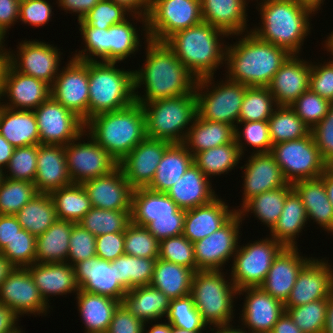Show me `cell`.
<instances>
[{
	"instance_id": "6da1fadb",
	"label": "cell",
	"mask_w": 333,
	"mask_h": 333,
	"mask_svg": "<svg viewBox=\"0 0 333 333\" xmlns=\"http://www.w3.org/2000/svg\"><path fill=\"white\" fill-rule=\"evenodd\" d=\"M146 59L134 70L135 101L140 104L195 93L197 78L181 63L165 42L145 38ZM143 85V86H142ZM144 87V88H143ZM138 88H142L143 95ZM142 95V96H141Z\"/></svg>"
},
{
	"instance_id": "7a4b0ae2",
	"label": "cell",
	"mask_w": 333,
	"mask_h": 333,
	"mask_svg": "<svg viewBox=\"0 0 333 333\" xmlns=\"http://www.w3.org/2000/svg\"><path fill=\"white\" fill-rule=\"evenodd\" d=\"M235 37L238 41L227 45L225 76L248 87H267L290 54L281 47L260 40L251 31Z\"/></svg>"
},
{
	"instance_id": "3957f363",
	"label": "cell",
	"mask_w": 333,
	"mask_h": 333,
	"mask_svg": "<svg viewBox=\"0 0 333 333\" xmlns=\"http://www.w3.org/2000/svg\"><path fill=\"white\" fill-rule=\"evenodd\" d=\"M257 5L261 20L259 26L249 30L260 40L289 54L302 53L304 41L311 33L310 20L314 13L295 0H260Z\"/></svg>"
},
{
	"instance_id": "277c9868",
	"label": "cell",
	"mask_w": 333,
	"mask_h": 333,
	"mask_svg": "<svg viewBox=\"0 0 333 333\" xmlns=\"http://www.w3.org/2000/svg\"><path fill=\"white\" fill-rule=\"evenodd\" d=\"M224 37L230 36L209 23L201 22L174 33L165 43L181 63L200 79L214 76L219 66L226 63Z\"/></svg>"
},
{
	"instance_id": "5b68a950",
	"label": "cell",
	"mask_w": 333,
	"mask_h": 333,
	"mask_svg": "<svg viewBox=\"0 0 333 333\" xmlns=\"http://www.w3.org/2000/svg\"><path fill=\"white\" fill-rule=\"evenodd\" d=\"M85 130L117 163L147 137L144 111L136 101L91 117L85 122Z\"/></svg>"
},
{
	"instance_id": "8992f818",
	"label": "cell",
	"mask_w": 333,
	"mask_h": 333,
	"mask_svg": "<svg viewBox=\"0 0 333 333\" xmlns=\"http://www.w3.org/2000/svg\"><path fill=\"white\" fill-rule=\"evenodd\" d=\"M117 62L88 61V119L123 109L135 102L134 70L118 68Z\"/></svg>"
},
{
	"instance_id": "52a82bcc",
	"label": "cell",
	"mask_w": 333,
	"mask_h": 333,
	"mask_svg": "<svg viewBox=\"0 0 333 333\" xmlns=\"http://www.w3.org/2000/svg\"><path fill=\"white\" fill-rule=\"evenodd\" d=\"M226 274L224 271L205 270L196 271L193 275L190 295L209 328L231 324L234 321L232 318H235L233 304L238 290Z\"/></svg>"
},
{
	"instance_id": "ba28073f",
	"label": "cell",
	"mask_w": 333,
	"mask_h": 333,
	"mask_svg": "<svg viewBox=\"0 0 333 333\" xmlns=\"http://www.w3.org/2000/svg\"><path fill=\"white\" fill-rule=\"evenodd\" d=\"M141 105L145 115L146 136L170 143H183L197 116L195 93Z\"/></svg>"
},
{
	"instance_id": "9c48e42d",
	"label": "cell",
	"mask_w": 333,
	"mask_h": 333,
	"mask_svg": "<svg viewBox=\"0 0 333 333\" xmlns=\"http://www.w3.org/2000/svg\"><path fill=\"white\" fill-rule=\"evenodd\" d=\"M214 79V76H209L196 82L197 116L236 127L248 86L231 81L226 76L225 80L220 78L218 82Z\"/></svg>"
},
{
	"instance_id": "30bf717a",
	"label": "cell",
	"mask_w": 333,
	"mask_h": 333,
	"mask_svg": "<svg viewBox=\"0 0 333 333\" xmlns=\"http://www.w3.org/2000/svg\"><path fill=\"white\" fill-rule=\"evenodd\" d=\"M270 153L290 184L318 178L329 166L311 133L300 139L277 143L272 146Z\"/></svg>"
},
{
	"instance_id": "8fae6325",
	"label": "cell",
	"mask_w": 333,
	"mask_h": 333,
	"mask_svg": "<svg viewBox=\"0 0 333 333\" xmlns=\"http://www.w3.org/2000/svg\"><path fill=\"white\" fill-rule=\"evenodd\" d=\"M238 245L231 266V280L237 290L260 287L272 266L274 258L284 248L273 237ZM253 242V243H252Z\"/></svg>"
},
{
	"instance_id": "7c38bea8",
	"label": "cell",
	"mask_w": 333,
	"mask_h": 333,
	"mask_svg": "<svg viewBox=\"0 0 333 333\" xmlns=\"http://www.w3.org/2000/svg\"><path fill=\"white\" fill-rule=\"evenodd\" d=\"M203 22L200 0H151L149 40L165 42L174 33Z\"/></svg>"
},
{
	"instance_id": "4fadbf2b",
	"label": "cell",
	"mask_w": 333,
	"mask_h": 333,
	"mask_svg": "<svg viewBox=\"0 0 333 333\" xmlns=\"http://www.w3.org/2000/svg\"><path fill=\"white\" fill-rule=\"evenodd\" d=\"M84 138L86 140H82ZM65 157L72 183L82 184L87 180L107 175L118 167L116 160L86 130L65 145Z\"/></svg>"
},
{
	"instance_id": "5bb4252c",
	"label": "cell",
	"mask_w": 333,
	"mask_h": 333,
	"mask_svg": "<svg viewBox=\"0 0 333 333\" xmlns=\"http://www.w3.org/2000/svg\"><path fill=\"white\" fill-rule=\"evenodd\" d=\"M48 43L39 40L27 41L25 39L19 42L16 51L5 48L7 62L16 71L33 76L52 86L60 71L59 66L63 53L59 51L60 48Z\"/></svg>"
},
{
	"instance_id": "9a60e30c",
	"label": "cell",
	"mask_w": 333,
	"mask_h": 333,
	"mask_svg": "<svg viewBox=\"0 0 333 333\" xmlns=\"http://www.w3.org/2000/svg\"><path fill=\"white\" fill-rule=\"evenodd\" d=\"M241 216L236 212L222 227L193 243L197 271H223L233 259L241 234Z\"/></svg>"
},
{
	"instance_id": "2e32d148",
	"label": "cell",
	"mask_w": 333,
	"mask_h": 333,
	"mask_svg": "<svg viewBox=\"0 0 333 333\" xmlns=\"http://www.w3.org/2000/svg\"><path fill=\"white\" fill-rule=\"evenodd\" d=\"M40 144L65 146L85 131V122L52 96L33 110Z\"/></svg>"
},
{
	"instance_id": "e0dca14e",
	"label": "cell",
	"mask_w": 333,
	"mask_h": 333,
	"mask_svg": "<svg viewBox=\"0 0 333 333\" xmlns=\"http://www.w3.org/2000/svg\"><path fill=\"white\" fill-rule=\"evenodd\" d=\"M70 58L55 78L51 96L86 122L89 102L88 61Z\"/></svg>"
},
{
	"instance_id": "ac0fdd59",
	"label": "cell",
	"mask_w": 333,
	"mask_h": 333,
	"mask_svg": "<svg viewBox=\"0 0 333 333\" xmlns=\"http://www.w3.org/2000/svg\"><path fill=\"white\" fill-rule=\"evenodd\" d=\"M0 303L6 305L19 318L25 314L46 316L51 308L42 298L27 268L17 267H14L0 285Z\"/></svg>"
},
{
	"instance_id": "d6986e66",
	"label": "cell",
	"mask_w": 333,
	"mask_h": 333,
	"mask_svg": "<svg viewBox=\"0 0 333 333\" xmlns=\"http://www.w3.org/2000/svg\"><path fill=\"white\" fill-rule=\"evenodd\" d=\"M50 96L49 84L16 71L6 62L1 79V106L14 110H34Z\"/></svg>"
},
{
	"instance_id": "ffe728a7",
	"label": "cell",
	"mask_w": 333,
	"mask_h": 333,
	"mask_svg": "<svg viewBox=\"0 0 333 333\" xmlns=\"http://www.w3.org/2000/svg\"><path fill=\"white\" fill-rule=\"evenodd\" d=\"M328 261L313 257L302 268L284 303L285 309L328 299L333 295V266Z\"/></svg>"
},
{
	"instance_id": "44dd1931",
	"label": "cell",
	"mask_w": 333,
	"mask_h": 333,
	"mask_svg": "<svg viewBox=\"0 0 333 333\" xmlns=\"http://www.w3.org/2000/svg\"><path fill=\"white\" fill-rule=\"evenodd\" d=\"M172 143L146 137L118 166L133 189L147 188L152 182L165 150Z\"/></svg>"
},
{
	"instance_id": "7402d4cb",
	"label": "cell",
	"mask_w": 333,
	"mask_h": 333,
	"mask_svg": "<svg viewBox=\"0 0 333 333\" xmlns=\"http://www.w3.org/2000/svg\"><path fill=\"white\" fill-rule=\"evenodd\" d=\"M238 295L245 296L239 319L242 327L247 328L249 333H270L285 311L284 303L273 298L261 287L240 289Z\"/></svg>"
},
{
	"instance_id": "603a6c76",
	"label": "cell",
	"mask_w": 333,
	"mask_h": 333,
	"mask_svg": "<svg viewBox=\"0 0 333 333\" xmlns=\"http://www.w3.org/2000/svg\"><path fill=\"white\" fill-rule=\"evenodd\" d=\"M300 57V54H290L267 86L277 106H290L309 89L311 60Z\"/></svg>"
},
{
	"instance_id": "cb8c5ba5",
	"label": "cell",
	"mask_w": 333,
	"mask_h": 333,
	"mask_svg": "<svg viewBox=\"0 0 333 333\" xmlns=\"http://www.w3.org/2000/svg\"><path fill=\"white\" fill-rule=\"evenodd\" d=\"M240 169L243 170L242 207L248 200L263 192L274 190L288 184L281 168L271 153H251Z\"/></svg>"
},
{
	"instance_id": "d4e9b609",
	"label": "cell",
	"mask_w": 333,
	"mask_h": 333,
	"mask_svg": "<svg viewBox=\"0 0 333 333\" xmlns=\"http://www.w3.org/2000/svg\"><path fill=\"white\" fill-rule=\"evenodd\" d=\"M73 267L80 290L108 296L122 303L127 290L117 280L113 262L95 256Z\"/></svg>"
},
{
	"instance_id": "484cf974",
	"label": "cell",
	"mask_w": 333,
	"mask_h": 333,
	"mask_svg": "<svg viewBox=\"0 0 333 333\" xmlns=\"http://www.w3.org/2000/svg\"><path fill=\"white\" fill-rule=\"evenodd\" d=\"M92 207L108 210H131L133 188L118 166L107 175L82 183Z\"/></svg>"
},
{
	"instance_id": "4316f807",
	"label": "cell",
	"mask_w": 333,
	"mask_h": 333,
	"mask_svg": "<svg viewBox=\"0 0 333 333\" xmlns=\"http://www.w3.org/2000/svg\"><path fill=\"white\" fill-rule=\"evenodd\" d=\"M298 250V247H284L274 258L265 281L260 286L283 303L287 301L299 272L312 259L303 256Z\"/></svg>"
},
{
	"instance_id": "83f0119b",
	"label": "cell",
	"mask_w": 333,
	"mask_h": 333,
	"mask_svg": "<svg viewBox=\"0 0 333 333\" xmlns=\"http://www.w3.org/2000/svg\"><path fill=\"white\" fill-rule=\"evenodd\" d=\"M217 196L210 203L185 210L183 235L192 243L222 227L237 211Z\"/></svg>"
},
{
	"instance_id": "f1b7e54d",
	"label": "cell",
	"mask_w": 333,
	"mask_h": 333,
	"mask_svg": "<svg viewBox=\"0 0 333 333\" xmlns=\"http://www.w3.org/2000/svg\"><path fill=\"white\" fill-rule=\"evenodd\" d=\"M42 298L49 305L48 298L78 293L74 267L67 262L39 263L26 267ZM51 296V297H50Z\"/></svg>"
},
{
	"instance_id": "f546056e",
	"label": "cell",
	"mask_w": 333,
	"mask_h": 333,
	"mask_svg": "<svg viewBox=\"0 0 333 333\" xmlns=\"http://www.w3.org/2000/svg\"><path fill=\"white\" fill-rule=\"evenodd\" d=\"M33 183L38 193L48 194L72 184L66 164L65 146L38 145L37 171Z\"/></svg>"
},
{
	"instance_id": "4dcf8cb0",
	"label": "cell",
	"mask_w": 333,
	"mask_h": 333,
	"mask_svg": "<svg viewBox=\"0 0 333 333\" xmlns=\"http://www.w3.org/2000/svg\"><path fill=\"white\" fill-rule=\"evenodd\" d=\"M249 1L200 0L203 22L211 24L230 37L250 32V30L248 31L249 27H247L249 26L247 24Z\"/></svg>"
},
{
	"instance_id": "1f68e13d",
	"label": "cell",
	"mask_w": 333,
	"mask_h": 333,
	"mask_svg": "<svg viewBox=\"0 0 333 333\" xmlns=\"http://www.w3.org/2000/svg\"><path fill=\"white\" fill-rule=\"evenodd\" d=\"M212 181L192 163L183 176L168 189L166 194L184 210L210 203L218 195L212 188Z\"/></svg>"
},
{
	"instance_id": "d6a6232c",
	"label": "cell",
	"mask_w": 333,
	"mask_h": 333,
	"mask_svg": "<svg viewBox=\"0 0 333 333\" xmlns=\"http://www.w3.org/2000/svg\"><path fill=\"white\" fill-rule=\"evenodd\" d=\"M292 188L301 198L308 217V222L313 220L320 228L333 235V206L328 199L324 180H300L292 184Z\"/></svg>"
},
{
	"instance_id": "836d02e7",
	"label": "cell",
	"mask_w": 333,
	"mask_h": 333,
	"mask_svg": "<svg viewBox=\"0 0 333 333\" xmlns=\"http://www.w3.org/2000/svg\"><path fill=\"white\" fill-rule=\"evenodd\" d=\"M132 18L129 20L125 19L123 22L111 25L108 29V62H124L127 57L140 51L141 42L140 41V27L139 30L135 24L139 21L142 23V30L144 38H149L147 33V17L131 14ZM136 23H134L135 20ZM133 20V22H131ZM137 30V31H136ZM145 31V32H144Z\"/></svg>"
},
{
	"instance_id": "e575fe53",
	"label": "cell",
	"mask_w": 333,
	"mask_h": 333,
	"mask_svg": "<svg viewBox=\"0 0 333 333\" xmlns=\"http://www.w3.org/2000/svg\"><path fill=\"white\" fill-rule=\"evenodd\" d=\"M0 134L15 148L40 145L33 110H14L0 105Z\"/></svg>"
},
{
	"instance_id": "d590c367",
	"label": "cell",
	"mask_w": 333,
	"mask_h": 333,
	"mask_svg": "<svg viewBox=\"0 0 333 333\" xmlns=\"http://www.w3.org/2000/svg\"><path fill=\"white\" fill-rule=\"evenodd\" d=\"M75 295L77 310L85 325L84 333H106L113 314L121 302L108 296L80 289Z\"/></svg>"
},
{
	"instance_id": "8d00e7d4",
	"label": "cell",
	"mask_w": 333,
	"mask_h": 333,
	"mask_svg": "<svg viewBox=\"0 0 333 333\" xmlns=\"http://www.w3.org/2000/svg\"><path fill=\"white\" fill-rule=\"evenodd\" d=\"M170 300L157 288L146 285L128 290L122 304L132 315L145 323L160 321L164 317L166 319Z\"/></svg>"
},
{
	"instance_id": "74e56055",
	"label": "cell",
	"mask_w": 333,
	"mask_h": 333,
	"mask_svg": "<svg viewBox=\"0 0 333 333\" xmlns=\"http://www.w3.org/2000/svg\"><path fill=\"white\" fill-rule=\"evenodd\" d=\"M308 224L305 206L297 192L292 188L286 196L283 210L270 236L284 247H298L297 236Z\"/></svg>"
},
{
	"instance_id": "f35d334b",
	"label": "cell",
	"mask_w": 333,
	"mask_h": 333,
	"mask_svg": "<svg viewBox=\"0 0 333 333\" xmlns=\"http://www.w3.org/2000/svg\"><path fill=\"white\" fill-rule=\"evenodd\" d=\"M181 208L163 192L137 188L132 193L131 222L146 227L154 217L172 216Z\"/></svg>"
},
{
	"instance_id": "ab89813d",
	"label": "cell",
	"mask_w": 333,
	"mask_h": 333,
	"mask_svg": "<svg viewBox=\"0 0 333 333\" xmlns=\"http://www.w3.org/2000/svg\"><path fill=\"white\" fill-rule=\"evenodd\" d=\"M235 140V127L226 123L204 120L196 116L183 142L187 150L195 154L231 143Z\"/></svg>"
},
{
	"instance_id": "60d3db41",
	"label": "cell",
	"mask_w": 333,
	"mask_h": 333,
	"mask_svg": "<svg viewBox=\"0 0 333 333\" xmlns=\"http://www.w3.org/2000/svg\"><path fill=\"white\" fill-rule=\"evenodd\" d=\"M193 163V155L183 143H172L164 152L155 176L147 187L155 192L166 193Z\"/></svg>"
},
{
	"instance_id": "b9f144b4",
	"label": "cell",
	"mask_w": 333,
	"mask_h": 333,
	"mask_svg": "<svg viewBox=\"0 0 333 333\" xmlns=\"http://www.w3.org/2000/svg\"><path fill=\"white\" fill-rule=\"evenodd\" d=\"M193 269L157 259L150 285L163 292L170 299L191 294Z\"/></svg>"
},
{
	"instance_id": "7bdbcfd3",
	"label": "cell",
	"mask_w": 333,
	"mask_h": 333,
	"mask_svg": "<svg viewBox=\"0 0 333 333\" xmlns=\"http://www.w3.org/2000/svg\"><path fill=\"white\" fill-rule=\"evenodd\" d=\"M72 221L57 220L44 233L36 237V262H67Z\"/></svg>"
},
{
	"instance_id": "ee69618b",
	"label": "cell",
	"mask_w": 333,
	"mask_h": 333,
	"mask_svg": "<svg viewBox=\"0 0 333 333\" xmlns=\"http://www.w3.org/2000/svg\"><path fill=\"white\" fill-rule=\"evenodd\" d=\"M291 189L292 184L288 183L283 187L263 192L248 200L237 212L243 221L250 212L253 213L254 218L257 217L271 230L281 215L287 193Z\"/></svg>"
},
{
	"instance_id": "f6af8a7d",
	"label": "cell",
	"mask_w": 333,
	"mask_h": 333,
	"mask_svg": "<svg viewBox=\"0 0 333 333\" xmlns=\"http://www.w3.org/2000/svg\"><path fill=\"white\" fill-rule=\"evenodd\" d=\"M15 216L23 229L35 237L58 220L54 202L48 193H38Z\"/></svg>"
},
{
	"instance_id": "bcb514c9",
	"label": "cell",
	"mask_w": 333,
	"mask_h": 333,
	"mask_svg": "<svg viewBox=\"0 0 333 333\" xmlns=\"http://www.w3.org/2000/svg\"><path fill=\"white\" fill-rule=\"evenodd\" d=\"M239 146L234 140L221 146L210 148L193 156V163L209 179L214 176H222L233 170L242 160Z\"/></svg>"
},
{
	"instance_id": "7dc6e473",
	"label": "cell",
	"mask_w": 333,
	"mask_h": 333,
	"mask_svg": "<svg viewBox=\"0 0 333 333\" xmlns=\"http://www.w3.org/2000/svg\"><path fill=\"white\" fill-rule=\"evenodd\" d=\"M50 196L54 202L58 220L78 223L92 208L85 188L79 183L53 190Z\"/></svg>"
},
{
	"instance_id": "c3c4849f",
	"label": "cell",
	"mask_w": 333,
	"mask_h": 333,
	"mask_svg": "<svg viewBox=\"0 0 333 333\" xmlns=\"http://www.w3.org/2000/svg\"><path fill=\"white\" fill-rule=\"evenodd\" d=\"M124 254L114 261L116 278L128 291L135 287L150 285L156 260Z\"/></svg>"
},
{
	"instance_id": "681fc988",
	"label": "cell",
	"mask_w": 333,
	"mask_h": 333,
	"mask_svg": "<svg viewBox=\"0 0 333 333\" xmlns=\"http://www.w3.org/2000/svg\"><path fill=\"white\" fill-rule=\"evenodd\" d=\"M272 145L306 137L311 129L290 106H277L268 119Z\"/></svg>"
},
{
	"instance_id": "f907efd6",
	"label": "cell",
	"mask_w": 333,
	"mask_h": 333,
	"mask_svg": "<svg viewBox=\"0 0 333 333\" xmlns=\"http://www.w3.org/2000/svg\"><path fill=\"white\" fill-rule=\"evenodd\" d=\"M131 223V210H108L92 207L78 222L94 236L124 232Z\"/></svg>"
},
{
	"instance_id": "816d5d0a",
	"label": "cell",
	"mask_w": 333,
	"mask_h": 333,
	"mask_svg": "<svg viewBox=\"0 0 333 333\" xmlns=\"http://www.w3.org/2000/svg\"><path fill=\"white\" fill-rule=\"evenodd\" d=\"M277 104L268 87H247L238 122L268 121Z\"/></svg>"
},
{
	"instance_id": "f5cc1de1",
	"label": "cell",
	"mask_w": 333,
	"mask_h": 333,
	"mask_svg": "<svg viewBox=\"0 0 333 333\" xmlns=\"http://www.w3.org/2000/svg\"><path fill=\"white\" fill-rule=\"evenodd\" d=\"M37 194L33 182L4 178L0 184V215H15Z\"/></svg>"
},
{
	"instance_id": "db71d44e",
	"label": "cell",
	"mask_w": 333,
	"mask_h": 333,
	"mask_svg": "<svg viewBox=\"0 0 333 333\" xmlns=\"http://www.w3.org/2000/svg\"><path fill=\"white\" fill-rule=\"evenodd\" d=\"M241 125L244 126L243 129L240 128ZM243 139L244 142H242ZM235 141L243 156L247 151L246 146L248 145L250 148L254 147L255 150H253L254 152L252 151L254 154L270 153L273 145L271 143L268 121L238 122L235 127Z\"/></svg>"
},
{
	"instance_id": "11a10c76",
	"label": "cell",
	"mask_w": 333,
	"mask_h": 333,
	"mask_svg": "<svg viewBox=\"0 0 333 333\" xmlns=\"http://www.w3.org/2000/svg\"><path fill=\"white\" fill-rule=\"evenodd\" d=\"M328 299H320L285 311L303 333H323Z\"/></svg>"
},
{
	"instance_id": "9f6ffc18",
	"label": "cell",
	"mask_w": 333,
	"mask_h": 333,
	"mask_svg": "<svg viewBox=\"0 0 333 333\" xmlns=\"http://www.w3.org/2000/svg\"><path fill=\"white\" fill-rule=\"evenodd\" d=\"M166 318L172 326L184 330L205 331L209 328L202 320L191 295L171 299Z\"/></svg>"
},
{
	"instance_id": "6f0895ef",
	"label": "cell",
	"mask_w": 333,
	"mask_h": 333,
	"mask_svg": "<svg viewBox=\"0 0 333 333\" xmlns=\"http://www.w3.org/2000/svg\"><path fill=\"white\" fill-rule=\"evenodd\" d=\"M160 242L146 227L133 224L124 231L125 254L139 258H159Z\"/></svg>"
},
{
	"instance_id": "680465c9",
	"label": "cell",
	"mask_w": 333,
	"mask_h": 333,
	"mask_svg": "<svg viewBox=\"0 0 333 333\" xmlns=\"http://www.w3.org/2000/svg\"><path fill=\"white\" fill-rule=\"evenodd\" d=\"M130 17L131 13L122 5L111 0H100L81 20H78V24L79 27L109 29L111 25L121 23Z\"/></svg>"
},
{
	"instance_id": "91938a15",
	"label": "cell",
	"mask_w": 333,
	"mask_h": 333,
	"mask_svg": "<svg viewBox=\"0 0 333 333\" xmlns=\"http://www.w3.org/2000/svg\"><path fill=\"white\" fill-rule=\"evenodd\" d=\"M37 155L38 145L16 147L4 170V177L12 180L34 182L37 171Z\"/></svg>"
},
{
	"instance_id": "94428289",
	"label": "cell",
	"mask_w": 333,
	"mask_h": 333,
	"mask_svg": "<svg viewBox=\"0 0 333 333\" xmlns=\"http://www.w3.org/2000/svg\"><path fill=\"white\" fill-rule=\"evenodd\" d=\"M85 47L72 55L78 61L108 62V29L78 27ZM78 53V54H77ZM99 59V60H98Z\"/></svg>"
},
{
	"instance_id": "6125c7cd",
	"label": "cell",
	"mask_w": 333,
	"mask_h": 333,
	"mask_svg": "<svg viewBox=\"0 0 333 333\" xmlns=\"http://www.w3.org/2000/svg\"><path fill=\"white\" fill-rule=\"evenodd\" d=\"M17 268H26L36 262V237L25 229L17 235L0 252Z\"/></svg>"
},
{
	"instance_id": "be15d7a7",
	"label": "cell",
	"mask_w": 333,
	"mask_h": 333,
	"mask_svg": "<svg viewBox=\"0 0 333 333\" xmlns=\"http://www.w3.org/2000/svg\"><path fill=\"white\" fill-rule=\"evenodd\" d=\"M159 259L197 271L193 243L183 234L160 241Z\"/></svg>"
},
{
	"instance_id": "e7e4bbea",
	"label": "cell",
	"mask_w": 333,
	"mask_h": 333,
	"mask_svg": "<svg viewBox=\"0 0 333 333\" xmlns=\"http://www.w3.org/2000/svg\"><path fill=\"white\" fill-rule=\"evenodd\" d=\"M331 102L310 89L302 93L290 107L312 129L327 115Z\"/></svg>"
},
{
	"instance_id": "03108f58",
	"label": "cell",
	"mask_w": 333,
	"mask_h": 333,
	"mask_svg": "<svg viewBox=\"0 0 333 333\" xmlns=\"http://www.w3.org/2000/svg\"><path fill=\"white\" fill-rule=\"evenodd\" d=\"M96 256V236L80 224L75 223L69 239L67 263H76Z\"/></svg>"
},
{
	"instance_id": "003e7915",
	"label": "cell",
	"mask_w": 333,
	"mask_h": 333,
	"mask_svg": "<svg viewBox=\"0 0 333 333\" xmlns=\"http://www.w3.org/2000/svg\"><path fill=\"white\" fill-rule=\"evenodd\" d=\"M49 0H21L19 21L32 27H44L52 19L54 12ZM53 13V14H52Z\"/></svg>"
},
{
	"instance_id": "a7ac6f4b",
	"label": "cell",
	"mask_w": 333,
	"mask_h": 333,
	"mask_svg": "<svg viewBox=\"0 0 333 333\" xmlns=\"http://www.w3.org/2000/svg\"><path fill=\"white\" fill-rule=\"evenodd\" d=\"M313 63L311 61L309 89L333 103V57L323 64L319 61Z\"/></svg>"
},
{
	"instance_id": "89a4df30",
	"label": "cell",
	"mask_w": 333,
	"mask_h": 333,
	"mask_svg": "<svg viewBox=\"0 0 333 333\" xmlns=\"http://www.w3.org/2000/svg\"><path fill=\"white\" fill-rule=\"evenodd\" d=\"M310 133L323 159L328 165H333V103L327 115L311 129Z\"/></svg>"
},
{
	"instance_id": "2644e50d",
	"label": "cell",
	"mask_w": 333,
	"mask_h": 333,
	"mask_svg": "<svg viewBox=\"0 0 333 333\" xmlns=\"http://www.w3.org/2000/svg\"><path fill=\"white\" fill-rule=\"evenodd\" d=\"M185 210L180 209L172 216L154 217L146 228L160 242L183 233Z\"/></svg>"
},
{
	"instance_id": "8c879c8a",
	"label": "cell",
	"mask_w": 333,
	"mask_h": 333,
	"mask_svg": "<svg viewBox=\"0 0 333 333\" xmlns=\"http://www.w3.org/2000/svg\"><path fill=\"white\" fill-rule=\"evenodd\" d=\"M124 254V232L107 233L96 237V256L100 259L112 262Z\"/></svg>"
},
{
	"instance_id": "753ad0ef",
	"label": "cell",
	"mask_w": 333,
	"mask_h": 333,
	"mask_svg": "<svg viewBox=\"0 0 333 333\" xmlns=\"http://www.w3.org/2000/svg\"><path fill=\"white\" fill-rule=\"evenodd\" d=\"M144 322L121 303L113 314L106 333H143Z\"/></svg>"
},
{
	"instance_id": "34e18365",
	"label": "cell",
	"mask_w": 333,
	"mask_h": 333,
	"mask_svg": "<svg viewBox=\"0 0 333 333\" xmlns=\"http://www.w3.org/2000/svg\"><path fill=\"white\" fill-rule=\"evenodd\" d=\"M21 0H0V33L6 37L11 26L19 20Z\"/></svg>"
},
{
	"instance_id": "11e5206c",
	"label": "cell",
	"mask_w": 333,
	"mask_h": 333,
	"mask_svg": "<svg viewBox=\"0 0 333 333\" xmlns=\"http://www.w3.org/2000/svg\"><path fill=\"white\" fill-rule=\"evenodd\" d=\"M23 229L15 215H0V252Z\"/></svg>"
},
{
	"instance_id": "2a66077c",
	"label": "cell",
	"mask_w": 333,
	"mask_h": 333,
	"mask_svg": "<svg viewBox=\"0 0 333 333\" xmlns=\"http://www.w3.org/2000/svg\"><path fill=\"white\" fill-rule=\"evenodd\" d=\"M100 0H56L58 7L64 12L77 14L81 20ZM75 12V13H74Z\"/></svg>"
},
{
	"instance_id": "b9fcfbb0",
	"label": "cell",
	"mask_w": 333,
	"mask_h": 333,
	"mask_svg": "<svg viewBox=\"0 0 333 333\" xmlns=\"http://www.w3.org/2000/svg\"><path fill=\"white\" fill-rule=\"evenodd\" d=\"M116 4L122 5L131 14H137L147 17L151 0H111Z\"/></svg>"
},
{
	"instance_id": "09005b40",
	"label": "cell",
	"mask_w": 333,
	"mask_h": 333,
	"mask_svg": "<svg viewBox=\"0 0 333 333\" xmlns=\"http://www.w3.org/2000/svg\"><path fill=\"white\" fill-rule=\"evenodd\" d=\"M19 317L6 305L0 303V333H6L15 329Z\"/></svg>"
},
{
	"instance_id": "979ff035",
	"label": "cell",
	"mask_w": 333,
	"mask_h": 333,
	"mask_svg": "<svg viewBox=\"0 0 333 333\" xmlns=\"http://www.w3.org/2000/svg\"><path fill=\"white\" fill-rule=\"evenodd\" d=\"M270 333H303L293 322L289 314L284 311L279 320L274 324Z\"/></svg>"
},
{
	"instance_id": "deb4b68c",
	"label": "cell",
	"mask_w": 333,
	"mask_h": 333,
	"mask_svg": "<svg viewBox=\"0 0 333 333\" xmlns=\"http://www.w3.org/2000/svg\"><path fill=\"white\" fill-rule=\"evenodd\" d=\"M13 147L1 134H0V168L5 170L10 158L12 157Z\"/></svg>"
},
{
	"instance_id": "67dfc351",
	"label": "cell",
	"mask_w": 333,
	"mask_h": 333,
	"mask_svg": "<svg viewBox=\"0 0 333 333\" xmlns=\"http://www.w3.org/2000/svg\"><path fill=\"white\" fill-rule=\"evenodd\" d=\"M152 322H145L144 327H143V333H171V324L169 322H162V320L159 322L156 321L154 322L155 324H151ZM150 324L152 327L149 325V329H146V325Z\"/></svg>"
},
{
	"instance_id": "b62a3aed",
	"label": "cell",
	"mask_w": 333,
	"mask_h": 333,
	"mask_svg": "<svg viewBox=\"0 0 333 333\" xmlns=\"http://www.w3.org/2000/svg\"><path fill=\"white\" fill-rule=\"evenodd\" d=\"M320 177L324 180L328 199L333 206V165H329Z\"/></svg>"
},
{
	"instance_id": "603ad722",
	"label": "cell",
	"mask_w": 333,
	"mask_h": 333,
	"mask_svg": "<svg viewBox=\"0 0 333 333\" xmlns=\"http://www.w3.org/2000/svg\"><path fill=\"white\" fill-rule=\"evenodd\" d=\"M323 333H333V295L328 298L326 322Z\"/></svg>"
},
{
	"instance_id": "5803f987",
	"label": "cell",
	"mask_w": 333,
	"mask_h": 333,
	"mask_svg": "<svg viewBox=\"0 0 333 333\" xmlns=\"http://www.w3.org/2000/svg\"><path fill=\"white\" fill-rule=\"evenodd\" d=\"M213 327L212 328L210 327V331H212L213 333H246V329H244L242 326L240 328L239 325H238L239 328L236 327V325L233 326L232 324L217 325Z\"/></svg>"
}]
</instances>
